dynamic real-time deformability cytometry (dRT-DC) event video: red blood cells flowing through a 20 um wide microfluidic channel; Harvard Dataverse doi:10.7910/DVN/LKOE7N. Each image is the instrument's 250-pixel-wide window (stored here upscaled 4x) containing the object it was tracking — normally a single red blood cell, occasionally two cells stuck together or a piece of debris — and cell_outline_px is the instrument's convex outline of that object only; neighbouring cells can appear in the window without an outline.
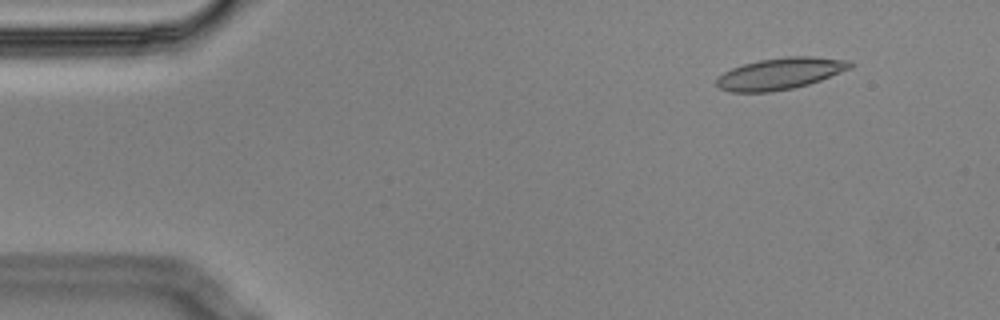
{"species": "Egyptian fruit bat (a non-hibernating species)", "species_latin": "Rousettus aegyptiacus", "temperature_condition": "cold", "stored_images_in_passage": 4, "camera_frame_rate_fps": 3000, "um_per_image_px": 0.085, "animal": {"sex": "male"}, "frame": {"image": 1, "passage_image": 2, "time_ms": 0.333, "image_size_px": [1000, 320], "cell_outline_px": [[856, 64], [852, 68], [820, 80], [808, 84], [792, 88], [772, 92], [728, 92], [720, 88], [716, 84], [716, 76], [732, 68], [744, 64], [760, 60], [784, 56], [812, 56], [848, 60]], "centroid_in_image_um": [66.32, 6.25], "position_along_channel_um": 18.7, "area_um2": 24.74}}
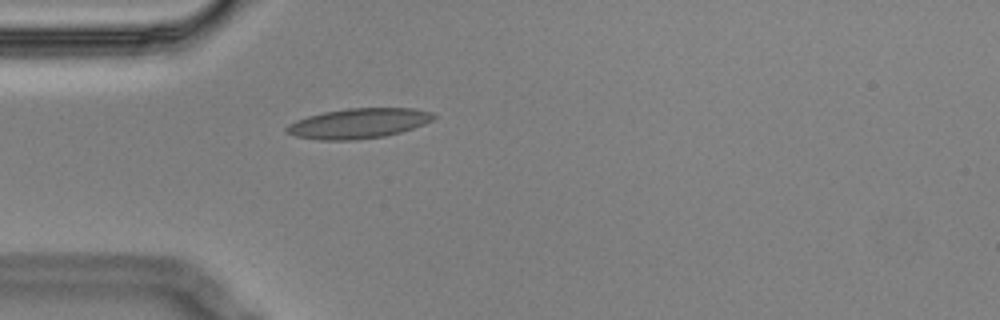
{"frame": {"image": 2, "passage_image": 4, "time_ms": 1.0, "image_size_px": [1000, 320], "cell_outline_px": [[436, 116], [432, 120], [424, 124], [400, 132], [384, 136], [356, 140], [320, 140], [296, 136], [284, 132], [284, 128], [288, 124], [296, 120], [308, 116], [324, 112], [348, 108], [412, 108], [432, 112]], "centroid_in_image_um": [30.44, 10.49], "position_along_channel_um": 54.6, "area_um2": 25.72}}